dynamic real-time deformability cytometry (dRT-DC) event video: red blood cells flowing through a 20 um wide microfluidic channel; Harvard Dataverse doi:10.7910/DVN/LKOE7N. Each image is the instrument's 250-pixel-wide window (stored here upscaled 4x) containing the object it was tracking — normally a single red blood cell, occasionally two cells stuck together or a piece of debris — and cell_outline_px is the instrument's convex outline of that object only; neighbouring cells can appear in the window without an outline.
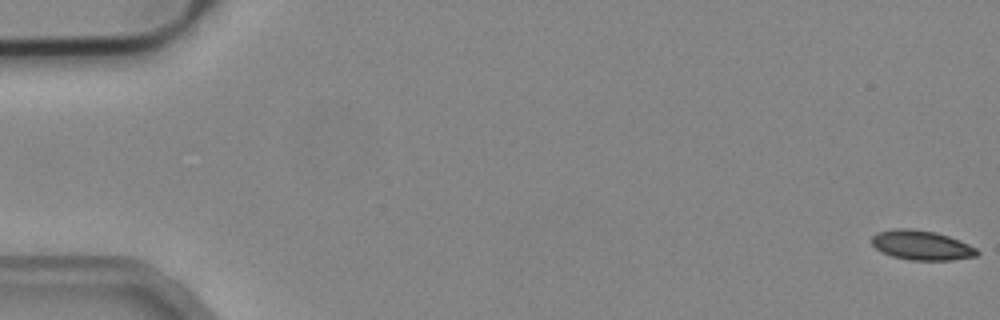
{"species": "common noctule bat (a hibernating species)", "species_latin": "Nyctalus noctula", "temperature_condition": "cold", "stored_images_in_passage": 54, "camera_frame_rate_fps": 3000, "um_per_image_px": 0.085, "animal": {"sex": "male", "body_mass_g": 19.2, "forearm_length_mm": 51.8}, "frame": {"image": 1, "passage_image": 1, "time_ms": 0.0, "image_size_px": [1000, 320], "cell_outline_px": [[980, 252], [976, 256], [952, 260], [912, 260], [892, 256], [880, 252], [872, 244], [872, 236], [876, 232], [896, 228], [908, 228], [936, 232], [960, 240], [976, 248]], "centroid_in_image_um": [78.32, 20.84], "position_along_channel_um": 6.7, "area_um2": 18.21}}
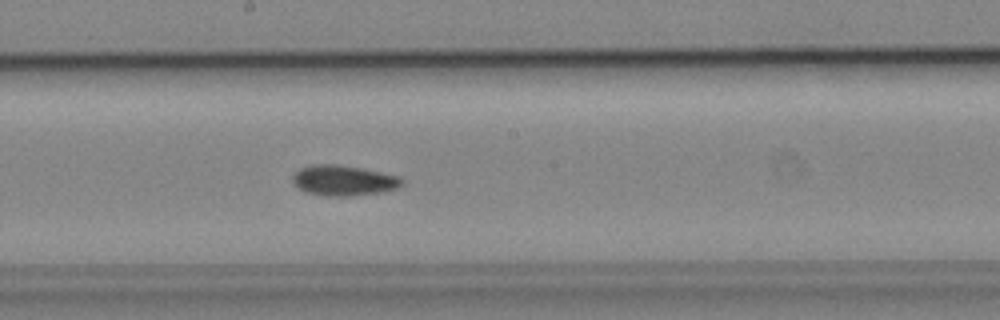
{"frame": {"image": 2, "passage_image": 30, "time_ms": 9.667, "image_size_px": [1000, 320], "cell_outline_px": [[404, 184], [396, 188], [380, 192], [344, 196], [324, 196], [304, 192], [292, 180], [292, 176], [300, 168], [312, 164], [336, 164], [360, 168], [400, 176], [404, 180]], "centroid_in_image_um": [29.2, 15.33], "position_along_channel_um": 219.0, "area_um2": 19.25}}
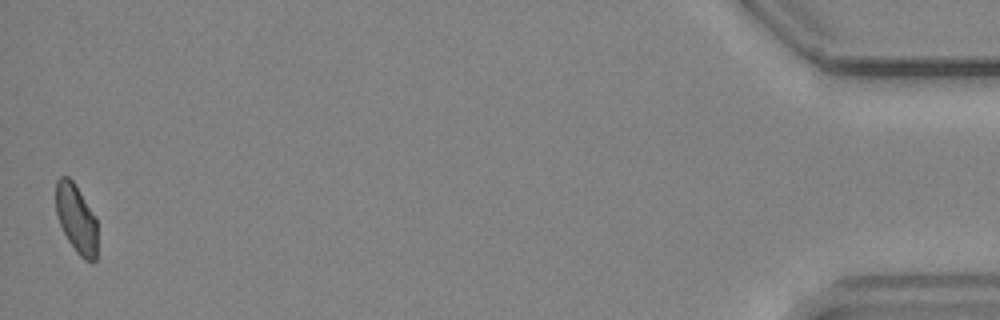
{"frame": {"image": 3, "passage_image": 54, "time_ms": 17.667, "image_size_px": [1000, 320], "cell_outline_px": [[96, 260], [92, 264], [84, 260], [76, 252], [68, 240], [60, 224], [56, 212], [56, 180], [60, 176], [68, 176], [76, 184], [96, 220]], "centroid_in_image_um": [6.48, 18.6], "position_along_channel_um": 428.7, "area_um2": 16.53}, "authors_computed_cell_mechanics": {"area_um2": 18.6983, "velocity_mm_per_s": 3.8074, "shape_relaxation_time_tau1_ms": null, "shape_relaxation_time_tau2_ms": 7.7175, "deformation_change_tau1": null, "deformation_change_tau2": 0.1046}}